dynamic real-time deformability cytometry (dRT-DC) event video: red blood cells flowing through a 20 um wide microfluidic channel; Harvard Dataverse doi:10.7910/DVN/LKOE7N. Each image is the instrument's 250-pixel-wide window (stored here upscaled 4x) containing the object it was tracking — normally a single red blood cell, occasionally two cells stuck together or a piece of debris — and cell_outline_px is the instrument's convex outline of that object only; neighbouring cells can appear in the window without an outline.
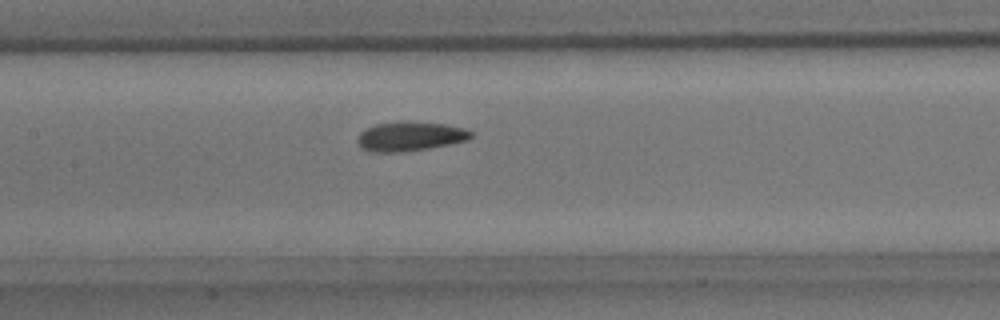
{"species": "common noctule bat (a hibernating species)", "species_latin": "Nyctalus noctula", "temperature_condition": "room temperature", "stored_images_in_passage": 30, "camera_frame_rate_fps": 3000, "um_per_image_px": 0.085, "animal": {"sex": "male", "body_mass_g": 15.6}, "frame": {"image": 1, "passage_image": 9, "time_ms": 2.667, "image_size_px": [1000, 320], "cell_outline_px": [[472, 136], [468, 140], [428, 148], [404, 152], [368, 152], [360, 148], [356, 140], [360, 132], [376, 124], [400, 120], [444, 124], [464, 128], [472, 132]], "centroid_in_image_um": [34.81, 11.59], "position_along_channel_um": 172.6, "area_um2": 19.59}}
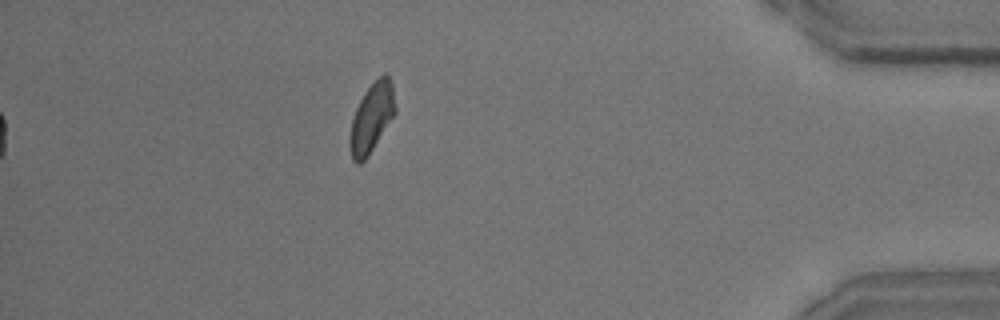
{"frame": {"image": 2, "passage_image": 30, "time_ms": 9.667, "image_size_px": [1000, 320], "cell_outline_px": [[396, 112], [368, 156], [360, 164], [356, 164], [352, 160], [348, 144], [348, 136], [352, 120], [356, 108], [364, 92], [384, 72], [388, 76], [392, 84], [396, 108]], "centroid_in_image_um": [31.56, 10.05], "position_along_channel_um": 403.6, "area_um2": 18.32}, "authors_computed_cell_mechanics": {"area_um2": 18.7561, "velocity_mm_per_s": 3.9495, "shape_relaxation_time_tau1_ms": 4.2309, "shape_relaxation_time_tau2_ms": 3.0709, "deformation_change_tau1": 0.1197, "deformation_change_tau2": 0.0947}}